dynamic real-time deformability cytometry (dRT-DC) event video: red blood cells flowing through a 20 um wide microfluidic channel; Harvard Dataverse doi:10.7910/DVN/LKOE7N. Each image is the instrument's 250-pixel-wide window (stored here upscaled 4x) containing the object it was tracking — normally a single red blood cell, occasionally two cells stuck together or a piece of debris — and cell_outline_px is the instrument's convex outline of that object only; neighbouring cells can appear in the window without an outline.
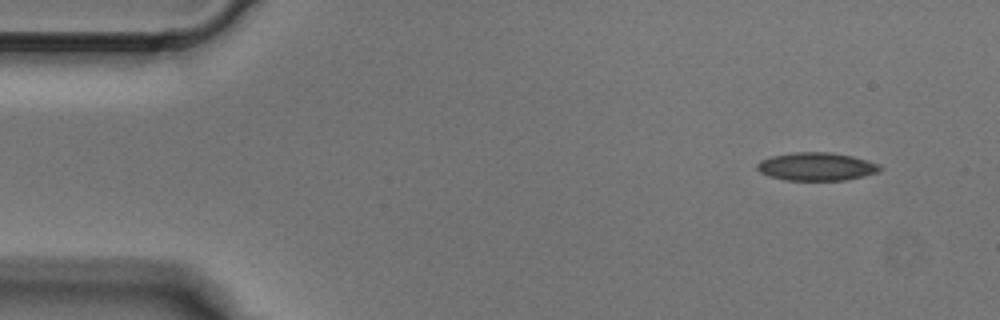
{"species": "Egyptian fruit bat (a non-hibernating species)", "species_latin": "Rousettus aegyptiacus", "temperature_condition": "cold", "stored_images_in_passage": 3, "camera_frame_rate_fps": 3000, "um_per_image_px": 0.085, "animal": {"sex": "male"}, "frame": {"image": 1, "passage_image": 1, "time_ms": 0.0, "image_size_px": [1000, 320], "cell_outline_px": [[884, 168], [880, 172], [864, 176], [844, 180], [784, 180], [768, 176], [760, 172], [756, 168], [756, 164], [760, 160], [772, 156], [792, 152], [828, 152], [852, 156], [868, 160], [880, 164]], "centroid_in_image_um": [69.42, 14.16], "position_along_channel_um": 15.6, "area_um2": 20.35}}